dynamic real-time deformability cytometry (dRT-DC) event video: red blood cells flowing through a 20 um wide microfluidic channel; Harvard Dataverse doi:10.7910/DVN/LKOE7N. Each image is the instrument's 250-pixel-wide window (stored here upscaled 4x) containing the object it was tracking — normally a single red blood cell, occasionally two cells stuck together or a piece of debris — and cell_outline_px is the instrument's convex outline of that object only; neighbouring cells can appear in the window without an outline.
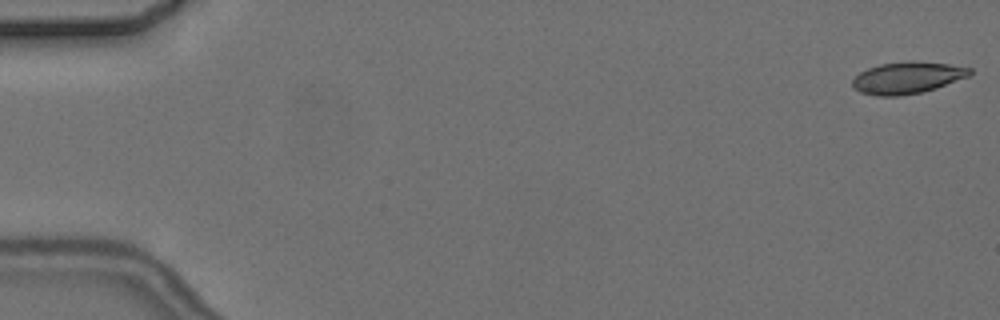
{"species": "common noctule bat (a hibernating species)", "species_latin": "Nyctalus noctula", "temperature_condition": "cold", "stored_images_in_passage": 5, "camera_frame_rate_fps": 3000, "um_per_image_px": 0.085, "animal": {"sex": "female", "body_mass_g": 24.6, "forearm_length_mm": 56.2}, "frame": {"image": 1, "passage_image": 1, "time_ms": 0.0, "image_size_px": [1000, 320], "cell_outline_px": [[972, 72], [968, 76], [936, 88], [920, 92], [900, 96], [880, 96], [860, 92], [852, 88], [852, 80], [860, 72], [868, 68], [880, 64], [912, 60], [948, 64], [972, 68]], "centroid_in_image_um": [77.1, 6.6], "position_along_channel_um": 7.9, "area_um2": 21.68}}
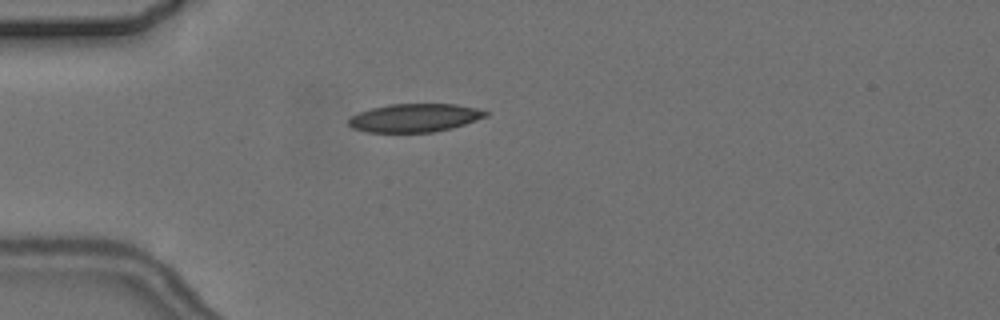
{"frame": {"image": 2, "passage_image": 4, "time_ms": 5.0, "image_size_px": [1000, 320], "cell_outline_px": [[488, 116], [452, 128], [436, 132], [368, 132], [352, 128], [348, 124], [348, 120], [352, 116], [360, 112], [372, 108], [388, 104], [456, 104], [476, 108], [488, 112]], "centroid_in_image_um": [35.25, 10.02], "position_along_channel_um": 49.7, "area_um2": 22.54}}